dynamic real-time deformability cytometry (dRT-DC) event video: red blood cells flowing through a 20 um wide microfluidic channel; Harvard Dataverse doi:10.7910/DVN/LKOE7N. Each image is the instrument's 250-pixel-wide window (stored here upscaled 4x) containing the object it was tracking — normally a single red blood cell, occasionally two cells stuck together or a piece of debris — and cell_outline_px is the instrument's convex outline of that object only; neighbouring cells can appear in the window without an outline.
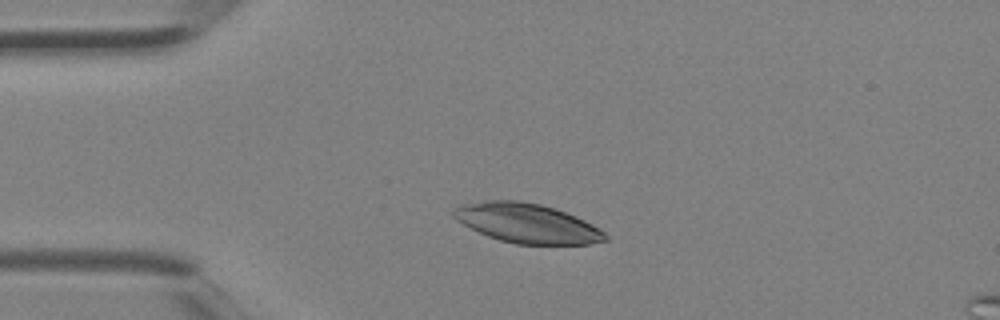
{"species": "Egyptian fruit bat (a non-hibernating species)", "species_latin": "Rousettus aegyptiacus", "temperature_condition": "room temperature", "stored_images_in_passage": 4, "camera_frame_rate_fps": 3000, "um_per_image_px": 0.085, "animal": {"sex": "female"}, "frame": {"image": 1, "passage_image": 3, "time_ms": 0.667, "image_size_px": [1000, 320], "cell_outline_px": [[608, 240], [588, 244], [516, 244], [500, 240], [488, 236], [456, 220], [452, 216], [452, 208], [464, 204], [484, 200], [520, 200], [540, 204], [556, 208], [576, 216], [600, 228], [608, 236]], "centroid_in_image_um": [44.81, 18.96], "position_along_channel_um": 40.2, "area_um2": 34.91}}